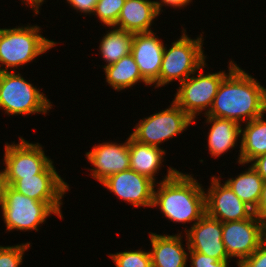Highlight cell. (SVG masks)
I'll return each mask as SVG.
<instances>
[{"instance_id": "cell-1", "label": "cell", "mask_w": 266, "mask_h": 267, "mask_svg": "<svg viewBox=\"0 0 266 267\" xmlns=\"http://www.w3.org/2000/svg\"><path fill=\"white\" fill-rule=\"evenodd\" d=\"M236 65L221 81L207 116L225 118L238 124L266 113V88Z\"/></svg>"}, {"instance_id": "cell-2", "label": "cell", "mask_w": 266, "mask_h": 267, "mask_svg": "<svg viewBox=\"0 0 266 267\" xmlns=\"http://www.w3.org/2000/svg\"><path fill=\"white\" fill-rule=\"evenodd\" d=\"M193 176L168 167L164 178L155 184L152 208L158 207L171 222L193 226L206 213L204 188Z\"/></svg>"}, {"instance_id": "cell-3", "label": "cell", "mask_w": 266, "mask_h": 267, "mask_svg": "<svg viewBox=\"0 0 266 267\" xmlns=\"http://www.w3.org/2000/svg\"><path fill=\"white\" fill-rule=\"evenodd\" d=\"M37 25L0 28V72H13L46 54L58 43L42 36ZM12 69V70H11Z\"/></svg>"}, {"instance_id": "cell-4", "label": "cell", "mask_w": 266, "mask_h": 267, "mask_svg": "<svg viewBox=\"0 0 266 267\" xmlns=\"http://www.w3.org/2000/svg\"><path fill=\"white\" fill-rule=\"evenodd\" d=\"M62 205L63 202L37 201L8 186L0 208L7 232L13 230L38 232L40 224H44L52 214L63 219Z\"/></svg>"}, {"instance_id": "cell-5", "label": "cell", "mask_w": 266, "mask_h": 267, "mask_svg": "<svg viewBox=\"0 0 266 267\" xmlns=\"http://www.w3.org/2000/svg\"><path fill=\"white\" fill-rule=\"evenodd\" d=\"M183 28L180 38L163 51L162 65L159 75V88L176 80L184 82L190 75L206 63L203 35L191 38ZM168 48V49H167Z\"/></svg>"}, {"instance_id": "cell-6", "label": "cell", "mask_w": 266, "mask_h": 267, "mask_svg": "<svg viewBox=\"0 0 266 267\" xmlns=\"http://www.w3.org/2000/svg\"><path fill=\"white\" fill-rule=\"evenodd\" d=\"M236 65L234 61L229 60L227 73L226 70L207 73L204 70L206 62L179 84L173 101L196 123L195 118L203 111L202 114H208L221 81Z\"/></svg>"}, {"instance_id": "cell-7", "label": "cell", "mask_w": 266, "mask_h": 267, "mask_svg": "<svg viewBox=\"0 0 266 267\" xmlns=\"http://www.w3.org/2000/svg\"><path fill=\"white\" fill-rule=\"evenodd\" d=\"M52 107L47 96L19 72H0V109L6 115H46Z\"/></svg>"}, {"instance_id": "cell-8", "label": "cell", "mask_w": 266, "mask_h": 267, "mask_svg": "<svg viewBox=\"0 0 266 267\" xmlns=\"http://www.w3.org/2000/svg\"><path fill=\"white\" fill-rule=\"evenodd\" d=\"M194 121L174 102L165 110L140 119L130 134L135 140L160 147L161 143L177 137Z\"/></svg>"}, {"instance_id": "cell-9", "label": "cell", "mask_w": 266, "mask_h": 267, "mask_svg": "<svg viewBox=\"0 0 266 267\" xmlns=\"http://www.w3.org/2000/svg\"><path fill=\"white\" fill-rule=\"evenodd\" d=\"M13 143V144H12ZM5 143L3 164L9 186L18 179L41 174L52 162L39 143H30L19 137L18 143Z\"/></svg>"}, {"instance_id": "cell-10", "label": "cell", "mask_w": 266, "mask_h": 267, "mask_svg": "<svg viewBox=\"0 0 266 267\" xmlns=\"http://www.w3.org/2000/svg\"><path fill=\"white\" fill-rule=\"evenodd\" d=\"M266 240V226L255 214L248 219L222 223V241L237 266Z\"/></svg>"}, {"instance_id": "cell-11", "label": "cell", "mask_w": 266, "mask_h": 267, "mask_svg": "<svg viewBox=\"0 0 266 267\" xmlns=\"http://www.w3.org/2000/svg\"><path fill=\"white\" fill-rule=\"evenodd\" d=\"M222 176H211V184L205 191L206 213L222 223L251 218L254 210L244 203L224 182ZM208 191V192H207Z\"/></svg>"}, {"instance_id": "cell-12", "label": "cell", "mask_w": 266, "mask_h": 267, "mask_svg": "<svg viewBox=\"0 0 266 267\" xmlns=\"http://www.w3.org/2000/svg\"><path fill=\"white\" fill-rule=\"evenodd\" d=\"M155 184L150 178L131 169L111 175L101 183L119 200L127 201L136 208L153 206Z\"/></svg>"}, {"instance_id": "cell-13", "label": "cell", "mask_w": 266, "mask_h": 267, "mask_svg": "<svg viewBox=\"0 0 266 267\" xmlns=\"http://www.w3.org/2000/svg\"><path fill=\"white\" fill-rule=\"evenodd\" d=\"M92 167L90 176L102 183L109 176L130 169L129 137L125 142H102L85 153Z\"/></svg>"}, {"instance_id": "cell-14", "label": "cell", "mask_w": 266, "mask_h": 267, "mask_svg": "<svg viewBox=\"0 0 266 267\" xmlns=\"http://www.w3.org/2000/svg\"><path fill=\"white\" fill-rule=\"evenodd\" d=\"M189 251L200 252L217 260H230L222 241V222L205 213L184 230Z\"/></svg>"}, {"instance_id": "cell-15", "label": "cell", "mask_w": 266, "mask_h": 267, "mask_svg": "<svg viewBox=\"0 0 266 267\" xmlns=\"http://www.w3.org/2000/svg\"><path fill=\"white\" fill-rule=\"evenodd\" d=\"M153 31L134 33L131 54L141 76L154 88H159V75L165 48L161 38Z\"/></svg>"}, {"instance_id": "cell-16", "label": "cell", "mask_w": 266, "mask_h": 267, "mask_svg": "<svg viewBox=\"0 0 266 267\" xmlns=\"http://www.w3.org/2000/svg\"><path fill=\"white\" fill-rule=\"evenodd\" d=\"M69 184L58 174L52 162L41 174L18 179L11 187L17 192L41 202H63Z\"/></svg>"}, {"instance_id": "cell-17", "label": "cell", "mask_w": 266, "mask_h": 267, "mask_svg": "<svg viewBox=\"0 0 266 267\" xmlns=\"http://www.w3.org/2000/svg\"><path fill=\"white\" fill-rule=\"evenodd\" d=\"M181 233L175 235L149 233L152 267H186L188 262V243L183 247Z\"/></svg>"}, {"instance_id": "cell-18", "label": "cell", "mask_w": 266, "mask_h": 267, "mask_svg": "<svg viewBox=\"0 0 266 267\" xmlns=\"http://www.w3.org/2000/svg\"><path fill=\"white\" fill-rule=\"evenodd\" d=\"M159 15L154 1L126 0L114 27L131 33L151 32Z\"/></svg>"}, {"instance_id": "cell-19", "label": "cell", "mask_w": 266, "mask_h": 267, "mask_svg": "<svg viewBox=\"0 0 266 267\" xmlns=\"http://www.w3.org/2000/svg\"><path fill=\"white\" fill-rule=\"evenodd\" d=\"M206 121L205 124L211 125L208 131V151L213 158H218L227 153L229 150L238 146L241 139V125L236 121L215 118L212 116L204 115ZM239 137V138H238Z\"/></svg>"}, {"instance_id": "cell-20", "label": "cell", "mask_w": 266, "mask_h": 267, "mask_svg": "<svg viewBox=\"0 0 266 267\" xmlns=\"http://www.w3.org/2000/svg\"><path fill=\"white\" fill-rule=\"evenodd\" d=\"M165 155L166 150L162 147L141 143L129 135L130 169L155 183H158L155 176L163 165Z\"/></svg>"}, {"instance_id": "cell-21", "label": "cell", "mask_w": 266, "mask_h": 267, "mask_svg": "<svg viewBox=\"0 0 266 267\" xmlns=\"http://www.w3.org/2000/svg\"><path fill=\"white\" fill-rule=\"evenodd\" d=\"M264 114L241 125L238 162L247 165L256 157L266 154V119ZM265 119V120H264Z\"/></svg>"}, {"instance_id": "cell-22", "label": "cell", "mask_w": 266, "mask_h": 267, "mask_svg": "<svg viewBox=\"0 0 266 267\" xmlns=\"http://www.w3.org/2000/svg\"><path fill=\"white\" fill-rule=\"evenodd\" d=\"M106 83L115 91H122L143 82L151 86L142 76L131 53L122 57L119 61L103 66Z\"/></svg>"}, {"instance_id": "cell-23", "label": "cell", "mask_w": 266, "mask_h": 267, "mask_svg": "<svg viewBox=\"0 0 266 267\" xmlns=\"http://www.w3.org/2000/svg\"><path fill=\"white\" fill-rule=\"evenodd\" d=\"M225 183L249 207L253 210L257 208L264 180L252 165L235 178H228Z\"/></svg>"}, {"instance_id": "cell-24", "label": "cell", "mask_w": 266, "mask_h": 267, "mask_svg": "<svg viewBox=\"0 0 266 267\" xmlns=\"http://www.w3.org/2000/svg\"><path fill=\"white\" fill-rule=\"evenodd\" d=\"M110 27L106 34L100 39L99 54L106 63L104 66L119 61L122 57L131 53L134 33Z\"/></svg>"}, {"instance_id": "cell-25", "label": "cell", "mask_w": 266, "mask_h": 267, "mask_svg": "<svg viewBox=\"0 0 266 267\" xmlns=\"http://www.w3.org/2000/svg\"><path fill=\"white\" fill-rule=\"evenodd\" d=\"M108 255L116 267H152L150 252L142 248Z\"/></svg>"}, {"instance_id": "cell-26", "label": "cell", "mask_w": 266, "mask_h": 267, "mask_svg": "<svg viewBox=\"0 0 266 267\" xmlns=\"http://www.w3.org/2000/svg\"><path fill=\"white\" fill-rule=\"evenodd\" d=\"M126 0H98L92 15L107 27L116 25L121 9Z\"/></svg>"}, {"instance_id": "cell-27", "label": "cell", "mask_w": 266, "mask_h": 267, "mask_svg": "<svg viewBox=\"0 0 266 267\" xmlns=\"http://www.w3.org/2000/svg\"><path fill=\"white\" fill-rule=\"evenodd\" d=\"M31 243H22L12 246H0V267H20L23 255L30 248Z\"/></svg>"}, {"instance_id": "cell-28", "label": "cell", "mask_w": 266, "mask_h": 267, "mask_svg": "<svg viewBox=\"0 0 266 267\" xmlns=\"http://www.w3.org/2000/svg\"><path fill=\"white\" fill-rule=\"evenodd\" d=\"M191 267H230V260H217L200 252L189 251Z\"/></svg>"}, {"instance_id": "cell-29", "label": "cell", "mask_w": 266, "mask_h": 267, "mask_svg": "<svg viewBox=\"0 0 266 267\" xmlns=\"http://www.w3.org/2000/svg\"><path fill=\"white\" fill-rule=\"evenodd\" d=\"M238 267H266V240Z\"/></svg>"}, {"instance_id": "cell-30", "label": "cell", "mask_w": 266, "mask_h": 267, "mask_svg": "<svg viewBox=\"0 0 266 267\" xmlns=\"http://www.w3.org/2000/svg\"><path fill=\"white\" fill-rule=\"evenodd\" d=\"M74 10L84 15L89 16L94 13L95 6L98 0H66Z\"/></svg>"}, {"instance_id": "cell-31", "label": "cell", "mask_w": 266, "mask_h": 267, "mask_svg": "<svg viewBox=\"0 0 266 267\" xmlns=\"http://www.w3.org/2000/svg\"><path fill=\"white\" fill-rule=\"evenodd\" d=\"M192 2V0H160V1H154V3L156 4V8L159 12V14H161V12H163V6H170L173 7L174 9L177 8H183L190 5V3Z\"/></svg>"}, {"instance_id": "cell-32", "label": "cell", "mask_w": 266, "mask_h": 267, "mask_svg": "<svg viewBox=\"0 0 266 267\" xmlns=\"http://www.w3.org/2000/svg\"><path fill=\"white\" fill-rule=\"evenodd\" d=\"M254 214L258 216L266 226V181H264L261 196Z\"/></svg>"}, {"instance_id": "cell-33", "label": "cell", "mask_w": 266, "mask_h": 267, "mask_svg": "<svg viewBox=\"0 0 266 267\" xmlns=\"http://www.w3.org/2000/svg\"><path fill=\"white\" fill-rule=\"evenodd\" d=\"M250 164L266 181V154L260 155L253 159Z\"/></svg>"}, {"instance_id": "cell-34", "label": "cell", "mask_w": 266, "mask_h": 267, "mask_svg": "<svg viewBox=\"0 0 266 267\" xmlns=\"http://www.w3.org/2000/svg\"><path fill=\"white\" fill-rule=\"evenodd\" d=\"M8 186L5 168H3L0 170V205L3 203Z\"/></svg>"}, {"instance_id": "cell-35", "label": "cell", "mask_w": 266, "mask_h": 267, "mask_svg": "<svg viewBox=\"0 0 266 267\" xmlns=\"http://www.w3.org/2000/svg\"><path fill=\"white\" fill-rule=\"evenodd\" d=\"M46 0H21V3L24 4L26 7H30L31 10H33L35 13L34 15H38L40 12V7L43 4V2Z\"/></svg>"}]
</instances>
